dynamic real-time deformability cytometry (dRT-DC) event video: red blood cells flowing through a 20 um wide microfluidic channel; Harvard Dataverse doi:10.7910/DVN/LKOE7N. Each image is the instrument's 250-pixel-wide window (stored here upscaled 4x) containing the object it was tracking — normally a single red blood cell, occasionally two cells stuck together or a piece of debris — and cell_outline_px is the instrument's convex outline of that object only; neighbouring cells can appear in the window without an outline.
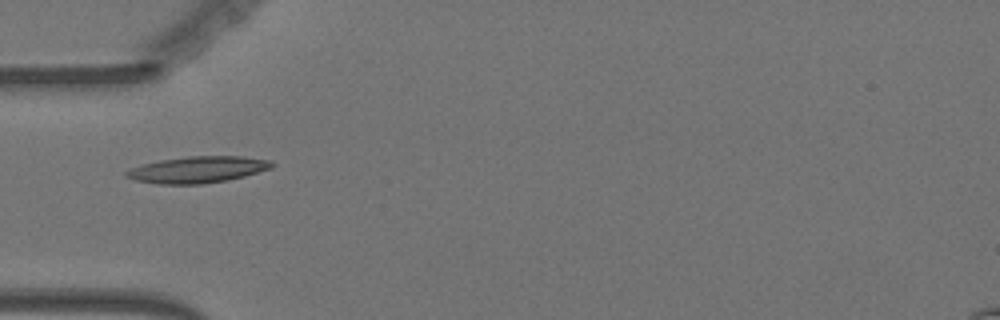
{"species": "Egyptian fruit bat (a non-hibernating species)", "species_latin": "Rousettus aegyptiacus", "temperature_condition": "warm", "stored_images_in_passage": 39, "camera_frame_rate_fps": 3000, "um_per_image_px": 0.085, "animal": {"sex": "female"}, "frame": {"image": 1, "passage_image": 1, "time_ms": 0.0, "image_size_px": [1000, 320], "cell_outline_px": [[276, 164], [272, 168], [244, 176], [228, 180], [204, 184], [160, 184], [136, 180], [124, 176], [124, 172], [140, 164], [160, 160], [188, 156], [240, 156], [272, 160]], "centroid_in_image_um": [16.82, 14.41], "position_along_channel_um": 68.2, "area_um2": 22.6}}
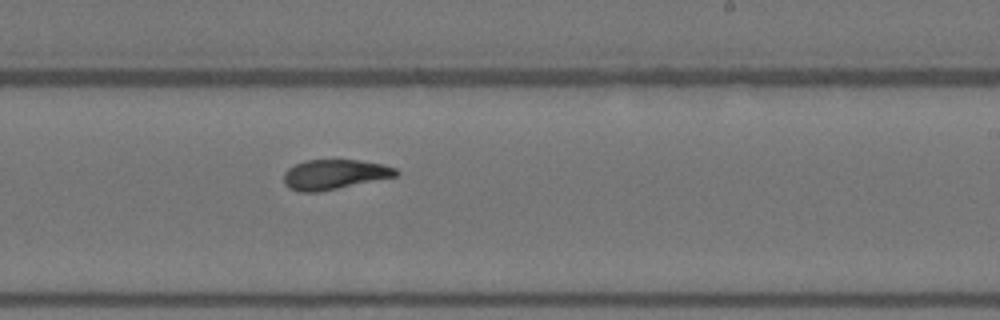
{"frame": {"image": 2, "passage_image": 17, "time_ms": 5.333, "image_size_px": [1000, 320], "cell_outline_px": [[400, 172], [396, 176], [320, 192], [300, 192], [288, 188], [284, 184], [284, 172], [288, 168], [304, 160], [356, 160], [384, 164], [396, 168]], "centroid_in_image_um": [28.41, 14.83], "position_along_channel_um": 260.6, "area_um2": 19.59}}
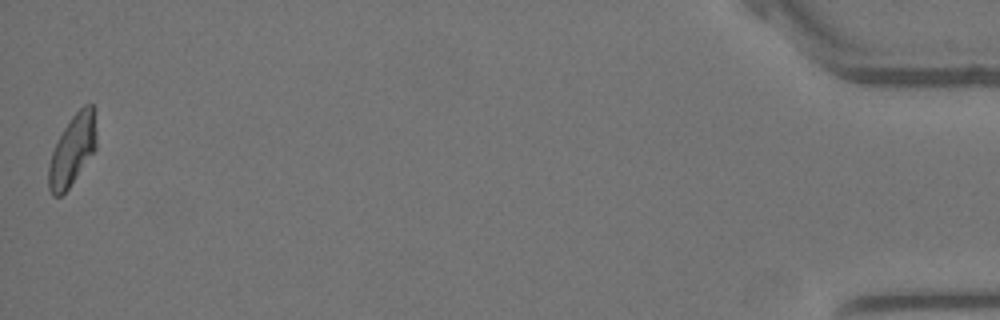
{"frame": {"image": 3, "passage_image": 39, "time_ms": 12.667, "image_size_px": [1000, 320], "cell_outline_px": [[96, 148], [68, 188], [60, 196], [52, 196], [48, 188], [48, 164], [52, 152], [64, 128], [72, 116], [84, 104], [92, 104], [96, 132]], "centroid_in_image_um": [6.13, 12.78], "position_along_channel_um": 429.1, "area_um2": 19.25}, "authors_computed_cell_mechanics": {"area_um2": 19.7676, "velocity_mm_per_s": 3.5992, "shape_relaxation_time_tau1_ms": null, "shape_relaxation_time_tau2_ms": 1.8415, "deformation_change_tau1": null, "deformation_change_tau2": 0.0883}}